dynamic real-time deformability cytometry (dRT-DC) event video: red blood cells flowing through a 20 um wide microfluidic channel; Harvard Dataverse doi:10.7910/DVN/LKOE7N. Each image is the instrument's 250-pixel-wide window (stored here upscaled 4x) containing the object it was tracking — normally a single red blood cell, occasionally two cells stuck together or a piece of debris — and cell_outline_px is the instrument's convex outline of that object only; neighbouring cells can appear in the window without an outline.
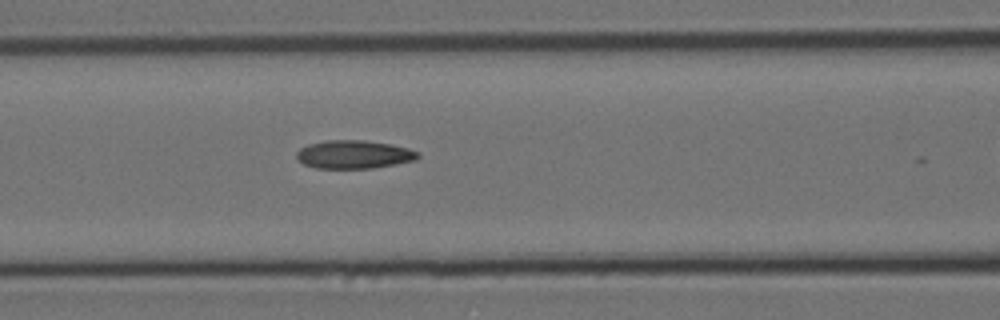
{"species": "Egyptian fruit bat (a non-hibernating species)", "species_latin": "Rousettus aegyptiacus", "temperature_condition": "cold", "stored_images_in_passage": 21, "camera_frame_rate_fps": 3000, "um_per_image_px": 0.085, "animal": {"sex": "female"}, "frame": {"image": 1, "passage_image": 20, "time_ms": 6.333, "image_size_px": [1000, 320], "cell_outline_px": [[420, 156], [416, 160], [372, 168], [316, 168], [304, 164], [296, 156], [296, 152], [300, 148], [308, 144], [328, 140], [364, 140], [392, 144], [408, 148], [420, 152]], "centroid_in_image_um": [30.1, 13.12], "position_along_channel_um": 136.5, "area_um2": 20.0}}